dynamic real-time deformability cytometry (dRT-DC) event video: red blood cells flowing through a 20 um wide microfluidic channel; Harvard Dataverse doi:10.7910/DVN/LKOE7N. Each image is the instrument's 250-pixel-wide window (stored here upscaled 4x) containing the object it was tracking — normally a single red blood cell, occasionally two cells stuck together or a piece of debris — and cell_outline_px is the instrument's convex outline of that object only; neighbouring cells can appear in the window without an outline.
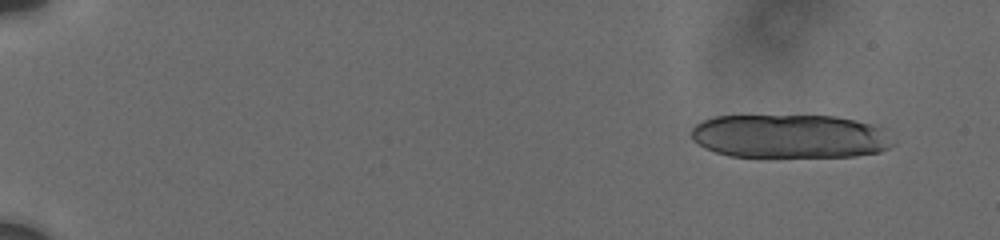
{"species": "human", "species_latin": "Homo sapiens", "temperature_condition": "cold", "stored_images_in_passage": 21, "camera_frame_rate_fps": 3000, "um_per_image_px": 0.085, "donor": {"sex": "male"}, "frame": {"image": 1, "passage_image": 1, "time_ms": 0.0, "image_size_px": [1000, 240], "cell_outline_px": [[896, 144], [880, 152], [856, 156], [728, 156], [704, 148], [692, 140], [692, 128], [696, 124], [704, 120], [716, 116], [836, 116], [856, 120], [872, 124], [884, 128]], "centroid_in_image_um": [67.18, 11.58], "position_along_channel_um": 17.8, "area_um2": 51.56}}